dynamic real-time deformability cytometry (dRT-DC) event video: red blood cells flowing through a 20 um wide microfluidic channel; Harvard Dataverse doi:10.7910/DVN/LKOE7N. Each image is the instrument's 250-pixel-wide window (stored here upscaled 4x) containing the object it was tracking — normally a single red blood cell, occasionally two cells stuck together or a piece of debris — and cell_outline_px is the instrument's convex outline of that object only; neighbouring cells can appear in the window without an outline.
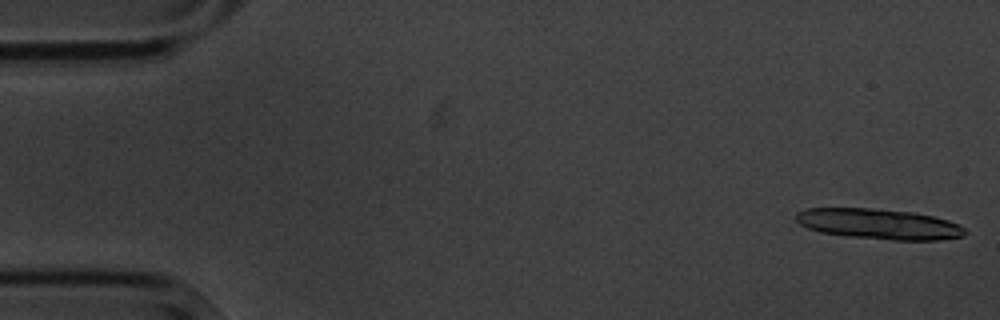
{"species": "common noctule bat (a hibernating species)", "species_latin": "Nyctalus noctula", "temperature_condition": "cold", "stored_images_in_passage": 6, "segment_of_instrument_passage": [1, 2], "camera_frame_rate_fps": 3000, "um_per_image_px": 0.085, "animal": {"sex": "male", "body_mass_g": 20.1, "forearm_length_mm": 53.5}, "frame": {"image": 1, "passage_image": 1, "time_ms": 0.0, "image_size_px": [1000, 320], "cell_outline_px": [[968, 232], [964, 236], [940, 240], [892, 240], [844, 236], [820, 232], [808, 228], [800, 224], [796, 220], [796, 212], [808, 208], [868, 208], [912, 212], [932, 216], [948, 220], [960, 224]], "centroid_in_image_um": [74.72, 19.05], "position_along_channel_um": 10.3, "area_um2": 30.11}}